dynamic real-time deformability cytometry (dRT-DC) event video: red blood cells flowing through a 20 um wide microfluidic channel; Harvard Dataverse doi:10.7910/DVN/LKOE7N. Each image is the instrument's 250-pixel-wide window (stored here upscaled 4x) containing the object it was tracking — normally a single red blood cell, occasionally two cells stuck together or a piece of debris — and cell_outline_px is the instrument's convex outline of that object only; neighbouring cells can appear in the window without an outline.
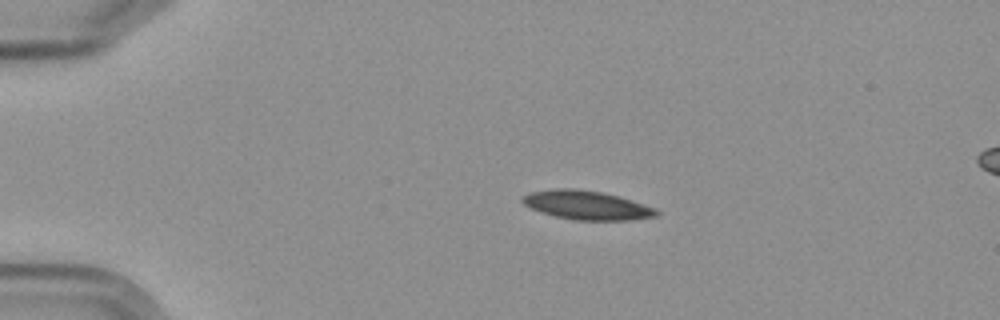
{"species": "Egyptian fruit bat (a non-hibernating species)", "species_latin": "Rousettus aegyptiacus", "temperature_condition": "cold", "stored_images_in_passage": 9, "camera_frame_rate_fps": 3000, "um_per_image_px": 0.085, "frame": {"image": 1, "passage_image": 2, "time_ms": 1.333, "image_size_px": [1000, 320], "cell_outline_px": [[660, 212], [656, 216], [628, 220], [576, 220], [556, 216], [540, 212], [524, 204], [520, 200], [520, 196], [528, 192], [556, 188], [576, 188], [600, 192], [616, 196], [656, 208]], "centroid_in_image_um": [49.81, 17.43], "position_along_channel_um": 35.2, "area_um2": 22.43}}
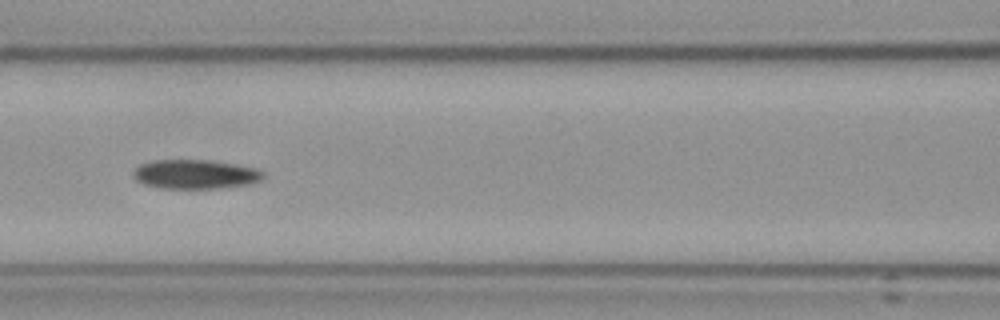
{"frame": {"image": 2, "passage_image": 6, "time_ms": 6.0, "image_size_px": [1000, 320], "cell_outline_px": [[264, 176], [260, 180], [252, 184], [224, 188], [160, 188], [144, 184], [136, 180], [132, 176], [132, 172], [140, 164], [156, 160], [204, 160], [232, 164], [256, 168], [264, 172]], "centroid_in_image_um": [16.6, 14.82], "position_along_channel_um": 150.0, "area_um2": 22.08}}
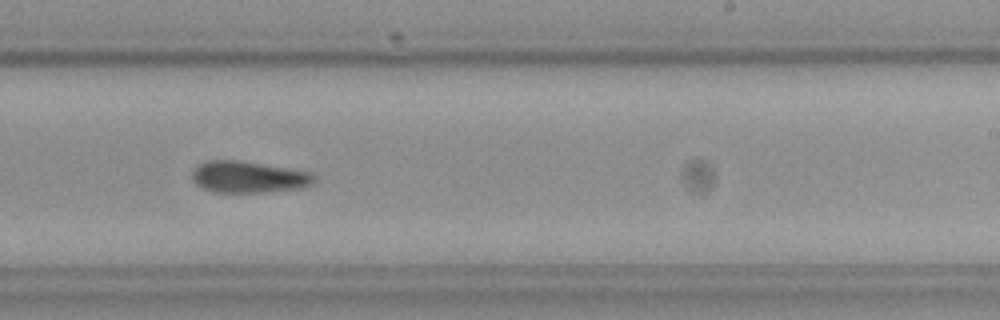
{"frame": {"image": 3, "passage_image": 9, "time_ms": 9.333, "image_size_px": [1000, 320], "cell_outline_px": [[316, 180], [312, 184], [304, 188], [264, 192], [212, 192], [200, 188], [196, 184], [192, 176], [192, 172], [200, 164], [208, 160], [236, 160], [308, 172], [316, 176]], "centroid_in_image_um": [21.11, 15.07], "position_along_channel_um": 267.9, "area_um2": 22.25}}